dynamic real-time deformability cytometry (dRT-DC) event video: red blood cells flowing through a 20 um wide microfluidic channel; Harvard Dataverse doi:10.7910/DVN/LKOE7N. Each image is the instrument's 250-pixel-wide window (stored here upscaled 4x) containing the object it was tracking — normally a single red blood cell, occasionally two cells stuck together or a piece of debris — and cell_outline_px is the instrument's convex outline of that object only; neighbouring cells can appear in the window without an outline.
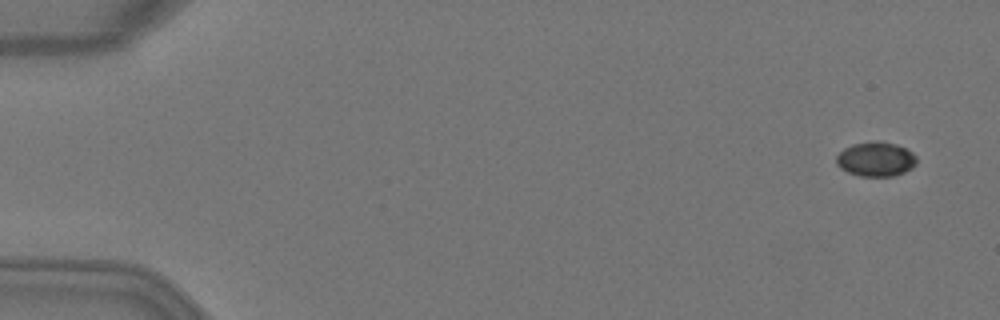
{"species": "Egyptian fruit bat (a non-hibernating species)", "species_latin": "Rousettus aegyptiacus", "temperature_condition": "warm", "stored_images_in_passage": 4, "camera_frame_rate_fps": 3000, "um_per_image_px": 0.085, "animal": {"sex": "female"}, "frame": {"image": 1, "passage_image": 1, "time_ms": 0.0, "image_size_px": [1000, 320], "cell_outline_px": [[916, 164], [912, 168], [904, 172], [892, 176], [860, 176], [848, 172], [840, 168], [836, 164], [836, 156], [844, 148], [852, 144], [872, 140], [880, 140], [896, 144], [912, 152], [916, 156]], "centroid_in_image_um": [74.43, 13.51], "position_along_channel_um": 10.6, "area_um2": 16.3}}
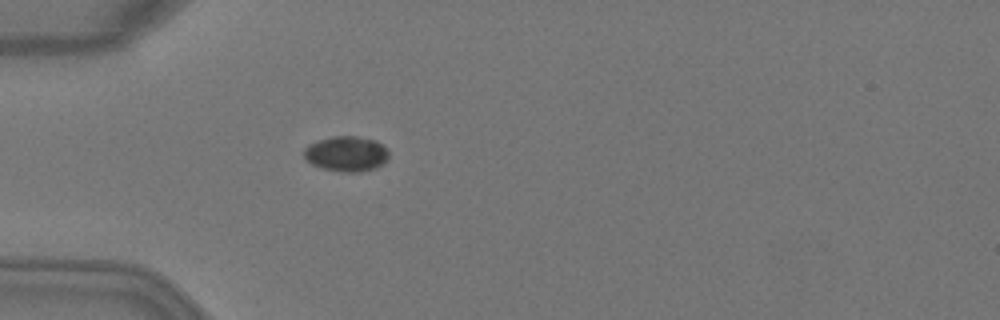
{"frame": {"image": 2, "passage_image": 4, "time_ms": 1.0, "image_size_px": [1000, 320], "cell_outline_px": [[388, 156], [384, 164], [376, 168], [360, 172], [340, 172], [324, 168], [312, 164], [304, 156], [304, 148], [308, 144], [332, 136], [356, 136], [376, 140], [388, 148]], "centroid_in_image_um": [29.48, 13.07], "position_along_channel_um": 55.5, "area_um2": 17.51}}